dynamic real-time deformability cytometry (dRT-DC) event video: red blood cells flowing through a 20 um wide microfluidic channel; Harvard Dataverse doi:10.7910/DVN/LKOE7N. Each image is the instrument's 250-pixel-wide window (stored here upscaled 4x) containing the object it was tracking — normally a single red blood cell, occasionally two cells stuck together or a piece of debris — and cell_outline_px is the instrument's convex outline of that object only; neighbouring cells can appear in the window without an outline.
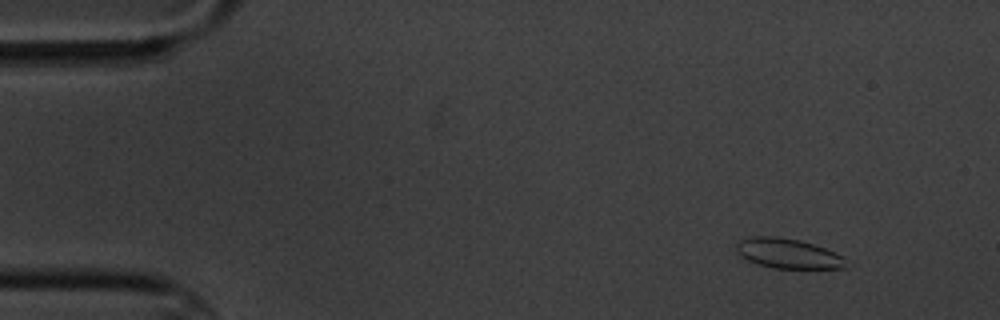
{"species": "common noctule bat (a hibernating species)", "species_latin": "Nyctalus noctula", "temperature_condition": "cold", "stored_images_in_passage": 5, "segment_of_instrument_passage": [1, 2], "camera_frame_rate_fps": 3000, "um_per_image_px": 0.085, "animal": {"sex": "male", "body_mass_g": 20.1, "forearm_length_mm": 53.5}, "frame": {"image": 1, "passage_image": 1, "time_ms": 0.0, "image_size_px": [1000, 320], "cell_outline_px": [[844, 268], [776, 268], [760, 264], [748, 260], [736, 252], [736, 244], [740, 240], [748, 236], [776, 236], [800, 240], [824, 248], [840, 256]], "centroid_in_image_um": [66.87, 21.52], "position_along_channel_um": 18.1, "area_um2": 18.55}}
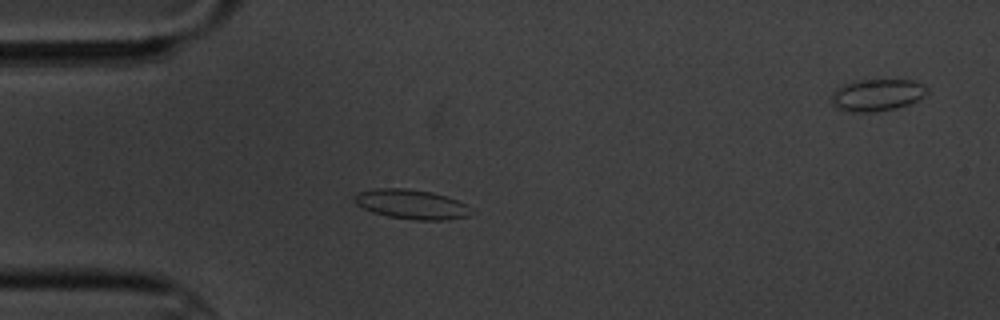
{"frame": {"image": 2, "passage_image": 4, "time_ms": 3.333, "image_size_px": [1000, 320], "cell_outline_px": [[476, 212], [468, 216], [448, 220], [416, 220], [388, 216], [372, 212], [356, 204], [356, 192], [376, 188], [404, 188], [432, 192], [468, 204]], "centroid_in_image_um": [35.04, 17.37], "position_along_channel_um": 50.0, "area_um2": 20.17}}